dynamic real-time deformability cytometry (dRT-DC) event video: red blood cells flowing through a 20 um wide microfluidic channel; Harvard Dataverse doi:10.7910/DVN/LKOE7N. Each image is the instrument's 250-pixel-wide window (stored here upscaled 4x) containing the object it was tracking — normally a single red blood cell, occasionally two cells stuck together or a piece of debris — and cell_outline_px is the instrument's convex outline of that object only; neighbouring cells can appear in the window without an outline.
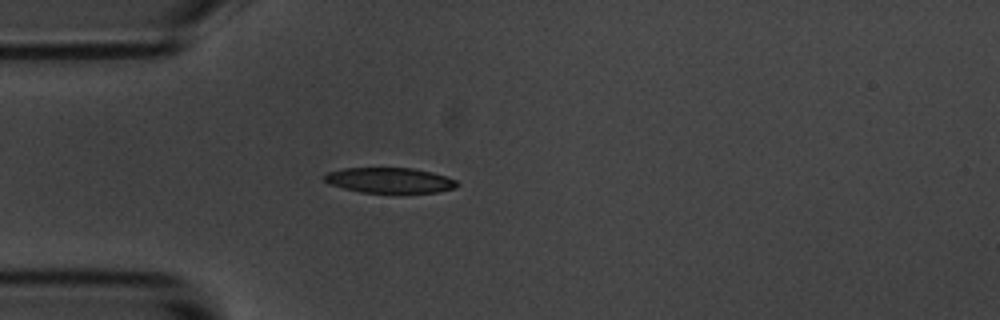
{"species": "common noctule bat (a hibernating species)", "species_latin": "Nyctalus noctula", "temperature_condition": "room temperature", "stored_images_in_passage": 1, "camera_frame_rate_fps": 3000, "um_per_image_px": 0.085, "animal": {"sex": "male", "body_mass_g": 20.1, "forearm_length_mm": 53.5}, "frame": {"image": 1, "passage_image": 1, "time_ms": 0.0, "image_size_px": [1000, 320], "cell_outline_px": [[460, 184], [456, 188], [440, 192], [360, 192], [328, 184], [320, 176], [328, 172], [344, 168], [412, 168], [432, 172], [456, 180]], "centroid_in_image_um": [33.1, 15.32], "position_along_channel_um": 51.9, "area_um2": 19.59}}